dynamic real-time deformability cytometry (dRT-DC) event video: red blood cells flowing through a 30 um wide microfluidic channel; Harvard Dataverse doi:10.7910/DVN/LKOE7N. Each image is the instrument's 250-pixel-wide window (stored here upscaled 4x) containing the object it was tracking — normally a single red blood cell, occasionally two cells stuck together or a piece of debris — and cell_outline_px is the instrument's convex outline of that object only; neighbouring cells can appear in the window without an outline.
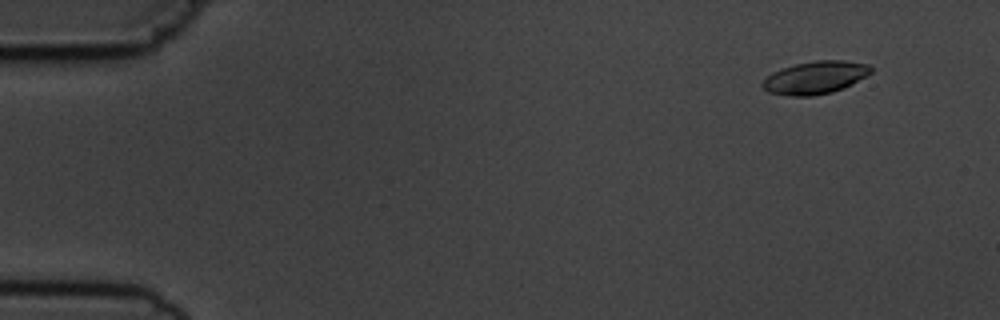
{"species": "common noctule bat (a hibernating species)", "species_latin": "Nyctalus noctula", "temperature_condition": "cold", "stored_images_in_passage": 7, "camera_frame_rate_fps": 3000, "um_per_image_px": 0.085, "animal": {"sex": "male", "body_mass_g": 19.5, "forearm_length_mm": 54.6}, "frame": {"image": 1, "passage_image": 2, "time_ms": 1.0, "image_size_px": [1000, 320], "cell_outline_px": [[872, 72], [852, 84], [844, 88], [832, 92], [812, 96], [792, 96], [768, 92], [760, 84], [772, 72], [796, 64], [816, 60], [844, 60], [868, 64], [872, 68]], "centroid_in_image_um": [69.31, 6.59], "position_along_channel_um": 15.7, "area_um2": 20.58}}
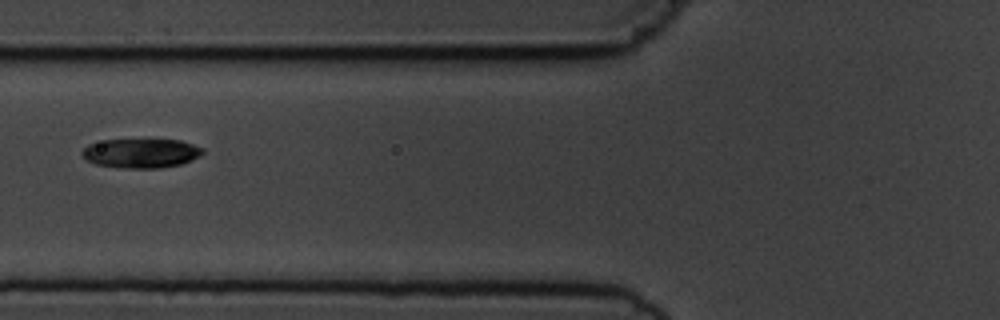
{"frame": {"image": 2, "passage_image": 7, "time_ms": 6.667, "image_size_px": [1000, 320], "cell_outline_px": [[204, 152], [200, 156], [180, 164], [160, 168], [116, 168], [96, 164], [88, 160], [80, 152], [88, 144], [104, 140], [180, 140], [204, 148]], "centroid_in_image_um": [11.99, 13.03], "position_along_channel_um": 113.8, "area_um2": 20.52}}